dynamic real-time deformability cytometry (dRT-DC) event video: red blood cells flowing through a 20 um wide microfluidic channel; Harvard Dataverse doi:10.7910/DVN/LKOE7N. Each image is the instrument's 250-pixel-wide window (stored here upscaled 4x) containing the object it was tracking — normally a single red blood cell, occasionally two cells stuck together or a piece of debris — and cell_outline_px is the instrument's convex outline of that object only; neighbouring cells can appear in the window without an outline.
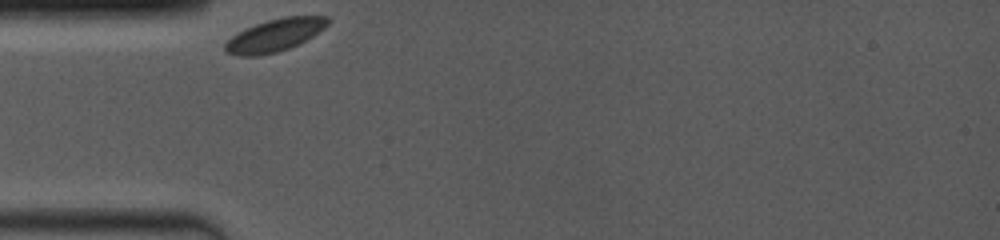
{"species": "common noctule bat (a hibernating species)", "species_latin": "Nyctalus noctula", "temperature_condition": "room temperature", "stored_images_in_passage": 39, "camera_frame_rate_fps": 4000, "um_per_image_px": 0.085, "animal": {"sex": "female", "body_mass_g": 19.0, "forearm_length_mm": 53.3}, "frame": {"image": 1, "passage_image": 1, "time_ms": 0.0, "image_size_px": [1000, 240], "cell_outline_px": [[328, 24], [324, 28], [312, 36], [288, 48], [276, 52], [256, 56], [236, 56], [228, 52], [224, 48], [224, 44], [232, 36], [256, 24], [268, 20], [284, 16], [328, 16]], "centroid_in_image_um": [23.35, 2.99], "position_along_channel_um": 61.6, "area_um2": 19.02}}
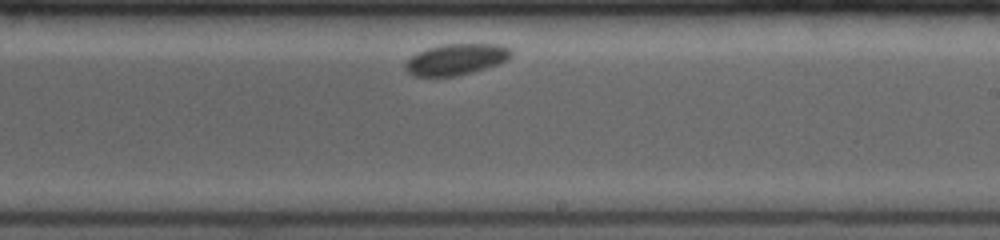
{"frame": {"image": 2, "passage_image": 23, "time_ms": 5.5, "image_size_px": [1000, 240], "cell_outline_px": [[512, 56], [508, 60], [460, 76], [412, 76], [404, 68], [404, 64], [416, 52], [440, 44], [500, 44], [512, 48]], "centroid_in_image_um": [38.77, 5.04], "position_along_channel_um": 250.2, "area_um2": 19.36}}
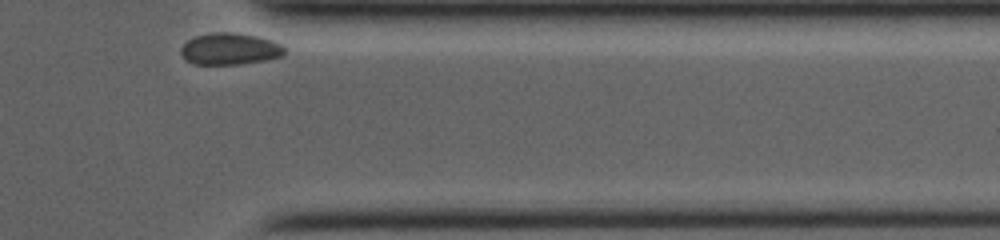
{"frame": {"image": 3, "passage_image": 39, "time_ms": 9.5, "image_size_px": [1000, 240], "cell_outline_px": [[284, 52], [280, 56], [264, 60], [236, 64], [192, 64], [184, 60], [180, 52], [180, 48], [188, 40], [196, 36], [212, 32], [228, 32], [256, 36], [272, 40], [280, 44], [284, 48]], "centroid_in_image_um": [19.47, 4.16], "position_along_channel_um": 391.9, "area_um2": 18.96}}